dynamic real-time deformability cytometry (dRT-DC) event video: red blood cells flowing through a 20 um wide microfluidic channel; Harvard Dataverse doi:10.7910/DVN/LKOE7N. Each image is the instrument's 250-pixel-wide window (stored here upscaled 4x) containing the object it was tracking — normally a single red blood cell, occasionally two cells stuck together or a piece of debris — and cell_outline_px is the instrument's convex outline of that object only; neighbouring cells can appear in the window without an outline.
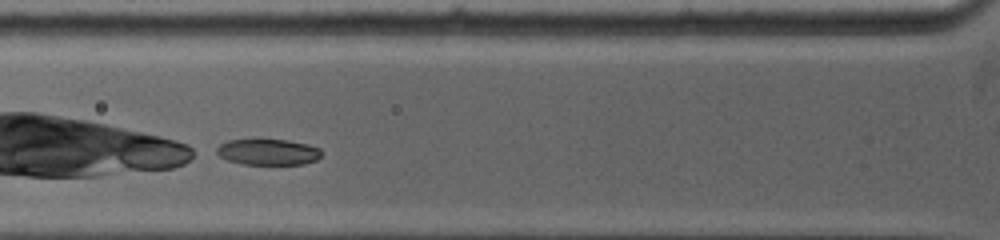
{"species": "common noctule bat (a hibernating species)", "species_latin": "Nyctalus noctula", "temperature_condition": "warm", "stored_images_in_passage": 14, "camera_frame_rate_fps": 5000, "um_per_image_px": 0.085, "animal": {"sex": "female", "body_mass_g": 19.0, "forearm_length_mm": 53.3}, "frame": {"image": 1, "passage_image": 7, "time_ms": 1.8, "image_size_px": [1000, 240], "cell_outline_px": [[320, 156], [316, 160], [304, 164], [240, 164], [228, 160], [220, 156], [216, 152], [216, 148], [220, 144], [228, 140], [288, 140], [308, 144], [320, 148]], "centroid_in_image_um": [22.78, 12.92], "position_along_channel_um": 103.0, "area_um2": 15.78}}
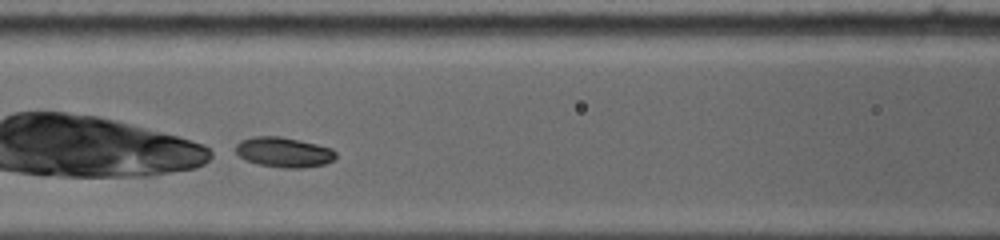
{"frame": {"image": 2, "passage_image": 10, "time_ms": 2.8, "image_size_px": [1000, 240], "cell_outline_px": [[336, 156], [332, 160], [324, 164], [304, 168], [284, 168], [256, 164], [244, 160], [236, 152], [236, 144], [240, 140], [252, 136], [280, 136], [300, 140], [332, 148], [336, 152]], "centroid_in_image_um": [24.1, 12.93], "position_along_channel_um": 142.5, "area_um2": 17.69}}